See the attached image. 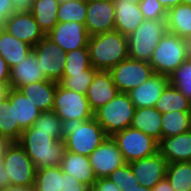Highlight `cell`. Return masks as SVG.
<instances>
[{
    "label": "cell",
    "mask_w": 191,
    "mask_h": 191,
    "mask_svg": "<svg viewBox=\"0 0 191 191\" xmlns=\"http://www.w3.org/2000/svg\"><path fill=\"white\" fill-rule=\"evenodd\" d=\"M3 29L16 39L35 46L46 35L26 7L12 13L5 21Z\"/></svg>",
    "instance_id": "11"
},
{
    "label": "cell",
    "mask_w": 191,
    "mask_h": 191,
    "mask_svg": "<svg viewBox=\"0 0 191 191\" xmlns=\"http://www.w3.org/2000/svg\"><path fill=\"white\" fill-rule=\"evenodd\" d=\"M10 184L6 181L5 163L0 159V188L9 187Z\"/></svg>",
    "instance_id": "46"
},
{
    "label": "cell",
    "mask_w": 191,
    "mask_h": 191,
    "mask_svg": "<svg viewBox=\"0 0 191 191\" xmlns=\"http://www.w3.org/2000/svg\"><path fill=\"white\" fill-rule=\"evenodd\" d=\"M21 6L16 0H0V19L4 22L12 13L17 12Z\"/></svg>",
    "instance_id": "41"
},
{
    "label": "cell",
    "mask_w": 191,
    "mask_h": 191,
    "mask_svg": "<svg viewBox=\"0 0 191 191\" xmlns=\"http://www.w3.org/2000/svg\"><path fill=\"white\" fill-rule=\"evenodd\" d=\"M88 49L91 66L97 71H109L129 57L128 37L116 30L91 36Z\"/></svg>",
    "instance_id": "2"
},
{
    "label": "cell",
    "mask_w": 191,
    "mask_h": 191,
    "mask_svg": "<svg viewBox=\"0 0 191 191\" xmlns=\"http://www.w3.org/2000/svg\"><path fill=\"white\" fill-rule=\"evenodd\" d=\"M85 27L90 37L115 30L114 1L87 2Z\"/></svg>",
    "instance_id": "15"
},
{
    "label": "cell",
    "mask_w": 191,
    "mask_h": 191,
    "mask_svg": "<svg viewBox=\"0 0 191 191\" xmlns=\"http://www.w3.org/2000/svg\"><path fill=\"white\" fill-rule=\"evenodd\" d=\"M167 32L183 39L191 36V5L178 4L167 11Z\"/></svg>",
    "instance_id": "28"
},
{
    "label": "cell",
    "mask_w": 191,
    "mask_h": 191,
    "mask_svg": "<svg viewBox=\"0 0 191 191\" xmlns=\"http://www.w3.org/2000/svg\"><path fill=\"white\" fill-rule=\"evenodd\" d=\"M59 4L57 0H32L26 6L45 35L58 24Z\"/></svg>",
    "instance_id": "25"
},
{
    "label": "cell",
    "mask_w": 191,
    "mask_h": 191,
    "mask_svg": "<svg viewBox=\"0 0 191 191\" xmlns=\"http://www.w3.org/2000/svg\"><path fill=\"white\" fill-rule=\"evenodd\" d=\"M91 189L92 191H122L108 177L98 178Z\"/></svg>",
    "instance_id": "43"
},
{
    "label": "cell",
    "mask_w": 191,
    "mask_h": 191,
    "mask_svg": "<svg viewBox=\"0 0 191 191\" xmlns=\"http://www.w3.org/2000/svg\"><path fill=\"white\" fill-rule=\"evenodd\" d=\"M57 83L53 80L37 81L21 86L18 90L42 112L52 111Z\"/></svg>",
    "instance_id": "23"
},
{
    "label": "cell",
    "mask_w": 191,
    "mask_h": 191,
    "mask_svg": "<svg viewBox=\"0 0 191 191\" xmlns=\"http://www.w3.org/2000/svg\"><path fill=\"white\" fill-rule=\"evenodd\" d=\"M129 165L138 183L152 189L166 177L168 162L157 152L153 156L131 161Z\"/></svg>",
    "instance_id": "16"
},
{
    "label": "cell",
    "mask_w": 191,
    "mask_h": 191,
    "mask_svg": "<svg viewBox=\"0 0 191 191\" xmlns=\"http://www.w3.org/2000/svg\"><path fill=\"white\" fill-rule=\"evenodd\" d=\"M88 158L97 179L109 176L114 170L126 164L111 136H108Z\"/></svg>",
    "instance_id": "13"
},
{
    "label": "cell",
    "mask_w": 191,
    "mask_h": 191,
    "mask_svg": "<svg viewBox=\"0 0 191 191\" xmlns=\"http://www.w3.org/2000/svg\"><path fill=\"white\" fill-rule=\"evenodd\" d=\"M186 45L187 56L191 57V36L184 39Z\"/></svg>",
    "instance_id": "51"
},
{
    "label": "cell",
    "mask_w": 191,
    "mask_h": 191,
    "mask_svg": "<svg viewBox=\"0 0 191 191\" xmlns=\"http://www.w3.org/2000/svg\"><path fill=\"white\" fill-rule=\"evenodd\" d=\"M109 72L118 91L123 93H128L140 86L154 74L148 61L134 60L129 57L112 67Z\"/></svg>",
    "instance_id": "9"
},
{
    "label": "cell",
    "mask_w": 191,
    "mask_h": 191,
    "mask_svg": "<svg viewBox=\"0 0 191 191\" xmlns=\"http://www.w3.org/2000/svg\"><path fill=\"white\" fill-rule=\"evenodd\" d=\"M10 68L7 62L0 56V83L9 84Z\"/></svg>",
    "instance_id": "44"
},
{
    "label": "cell",
    "mask_w": 191,
    "mask_h": 191,
    "mask_svg": "<svg viewBox=\"0 0 191 191\" xmlns=\"http://www.w3.org/2000/svg\"><path fill=\"white\" fill-rule=\"evenodd\" d=\"M62 127L65 150L82 156H89L108 137L94 117L63 121Z\"/></svg>",
    "instance_id": "3"
},
{
    "label": "cell",
    "mask_w": 191,
    "mask_h": 191,
    "mask_svg": "<svg viewBox=\"0 0 191 191\" xmlns=\"http://www.w3.org/2000/svg\"><path fill=\"white\" fill-rule=\"evenodd\" d=\"M87 188L72 175L63 172V191H85Z\"/></svg>",
    "instance_id": "42"
},
{
    "label": "cell",
    "mask_w": 191,
    "mask_h": 191,
    "mask_svg": "<svg viewBox=\"0 0 191 191\" xmlns=\"http://www.w3.org/2000/svg\"><path fill=\"white\" fill-rule=\"evenodd\" d=\"M4 22L0 19V31L3 29Z\"/></svg>",
    "instance_id": "57"
},
{
    "label": "cell",
    "mask_w": 191,
    "mask_h": 191,
    "mask_svg": "<svg viewBox=\"0 0 191 191\" xmlns=\"http://www.w3.org/2000/svg\"><path fill=\"white\" fill-rule=\"evenodd\" d=\"M121 151L126 163L147 158L158 152V141L144 132L128 127L111 136Z\"/></svg>",
    "instance_id": "8"
},
{
    "label": "cell",
    "mask_w": 191,
    "mask_h": 191,
    "mask_svg": "<svg viewBox=\"0 0 191 191\" xmlns=\"http://www.w3.org/2000/svg\"><path fill=\"white\" fill-rule=\"evenodd\" d=\"M62 124V119L52 110L41 112L31 127L39 131L56 132L63 139Z\"/></svg>",
    "instance_id": "38"
},
{
    "label": "cell",
    "mask_w": 191,
    "mask_h": 191,
    "mask_svg": "<svg viewBox=\"0 0 191 191\" xmlns=\"http://www.w3.org/2000/svg\"><path fill=\"white\" fill-rule=\"evenodd\" d=\"M126 1L137 4V5L142 2V0H126Z\"/></svg>",
    "instance_id": "54"
},
{
    "label": "cell",
    "mask_w": 191,
    "mask_h": 191,
    "mask_svg": "<svg viewBox=\"0 0 191 191\" xmlns=\"http://www.w3.org/2000/svg\"><path fill=\"white\" fill-rule=\"evenodd\" d=\"M53 111L62 121L71 119L87 121L94 117L85 94L68 90L59 83L55 92Z\"/></svg>",
    "instance_id": "10"
},
{
    "label": "cell",
    "mask_w": 191,
    "mask_h": 191,
    "mask_svg": "<svg viewBox=\"0 0 191 191\" xmlns=\"http://www.w3.org/2000/svg\"><path fill=\"white\" fill-rule=\"evenodd\" d=\"M152 191H175L168 180L164 178L162 181L158 182L153 188Z\"/></svg>",
    "instance_id": "45"
},
{
    "label": "cell",
    "mask_w": 191,
    "mask_h": 191,
    "mask_svg": "<svg viewBox=\"0 0 191 191\" xmlns=\"http://www.w3.org/2000/svg\"><path fill=\"white\" fill-rule=\"evenodd\" d=\"M128 191H152V189H149L147 187H144L142 185L136 186L134 188H132L131 190Z\"/></svg>",
    "instance_id": "52"
},
{
    "label": "cell",
    "mask_w": 191,
    "mask_h": 191,
    "mask_svg": "<svg viewBox=\"0 0 191 191\" xmlns=\"http://www.w3.org/2000/svg\"><path fill=\"white\" fill-rule=\"evenodd\" d=\"M107 177L122 191H128L140 185L129 163H126L122 167L117 168Z\"/></svg>",
    "instance_id": "39"
},
{
    "label": "cell",
    "mask_w": 191,
    "mask_h": 191,
    "mask_svg": "<svg viewBox=\"0 0 191 191\" xmlns=\"http://www.w3.org/2000/svg\"><path fill=\"white\" fill-rule=\"evenodd\" d=\"M45 80L49 79L45 76L41 67L38 66V59L33 51L18 65L10 69L9 86L12 89Z\"/></svg>",
    "instance_id": "20"
},
{
    "label": "cell",
    "mask_w": 191,
    "mask_h": 191,
    "mask_svg": "<svg viewBox=\"0 0 191 191\" xmlns=\"http://www.w3.org/2000/svg\"><path fill=\"white\" fill-rule=\"evenodd\" d=\"M138 6L145 19L166 20L167 11L158 0H142Z\"/></svg>",
    "instance_id": "40"
},
{
    "label": "cell",
    "mask_w": 191,
    "mask_h": 191,
    "mask_svg": "<svg viewBox=\"0 0 191 191\" xmlns=\"http://www.w3.org/2000/svg\"><path fill=\"white\" fill-rule=\"evenodd\" d=\"M166 11L181 4V0H158Z\"/></svg>",
    "instance_id": "48"
},
{
    "label": "cell",
    "mask_w": 191,
    "mask_h": 191,
    "mask_svg": "<svg viewBox=\"0 0 191 191\" xmlns=\"http://www.w3.org/2000/svg\"><path fill=\"white\" fill-rule=\"evenodd\" d=\"M2 159L5 163L6 181L10 186L34 187L36 168L18 142H11Z\"/></svg>",
    "instance_id": "7"
},
{
    "label": "cell",
    "mask_w": 191,
    "mask_h": 191,
    "mask_svg": "<svg viewBox=\"0 0 191 191\" xmlns=\"http://www.w3.org/2000/svg\"><path fill=\"white\" fill-rule=\"evenodd\" d=\"M154 107L162 114L170 111L191 112V101L169 83Z\"/></svg>",
    "instance_id": "29"
},
{
    "label": "cell",
    "mask_w": 191,
    "mask_h": 191,
    "mask_svg": "<svg viewBox=\"0 0 191 191\" xmlns=\"http://www.w3.org/2000/svg\"><path fill=\"white\" fill-rule=\"evenodd\" d=\"M33 52L45 76L49 80L59 82L63 77L66 53L46 36L33 46Z\"/></svg>",
    "instance_id": "12"
},
{
    "label": "cell",
    "mask_w": 191,
    "mask_h": 191,
    "mask_svg": "<svg viewBox=\"0 0 191 191\" xmlns=\"http://www.w3.org/2000/svg\"><path fill=\"white\" fill-rule=\"evenodd\" d=\"M169 83L191 101V57L169 75Z\"/></svg>",
    "instance_id": "37"
},
{
    "label": "cell",
    "mask_w": 191,
    "mask_h": 191,
    "mask_svg": "<svg viewBox=\"0 0 191 191\" xmlns=\"http://www.w3.org/2000/svg\"><path fill=\"white\" fill-rule=\"evenodd\" d=\"M97 72L96 69H86L77 74H63L58 83L68 90L86 95L89 85Z\"/></svg>",
    "instance_id": "35"
},
{
    "label": "cell",
    "mask_w": 191,
    "mask_h": 191,
    "mask_svg": "<svg viewBox=\"0 0 191 191\" xmlns=\"http://www.w3.org/2000/svg\"><path fill=\"white\" fill-rule=\"evenodd\" d=\"M162 113L155 107L136 108L131 127L159 141L162 138Z\"/></svg>",
    "instance_id": "27"
},
{
    "label": "cell",
    "mask_w": 191,
    "mask_h": 191,
    "mask_svg": "<svg viewBox=\"0 0 191 191\" xmlns=\"http://www.w3.org/2000/svg\"><path fill=\"white\" fill-rule=\"evenodd\" d=\"M34 191H63V170L60 166L37 169Z\"/></svg>",
    "instance_id": "32"
},
{
    "label": "cell",
    "mask_w": 191,
    "mask_h": 191,
    "mask_svg": "<svg viewBox=\"0 0 191 191\" xmlns=\"http://www.w3.org/2000/svg\"><path fill=\"white\" fill-rule=\"evenodd\" d=\"M182 4L191 5V0H181Z\"/></svg>",
    "instance_id": "55"
},
{
    "label": "cell",
    "mask_w": 191,
    "mask_h": 191,
    "mask_svg": "<svg viewBox=\"0 0 191 191\" xmlns=\"http://www.w3.org/2000/svg\"><path fill=\"white\" fill-rule=\"evenodd\" d=\"M46 37L65 53L79 48H88L90 38L85 24L76 22H60Z\"/></svg>",
    "instance_id": "14"
},
{
    "label": "cell",
    "mask_w": 191,
    "mask_h": 191,
    "mask_svg": "<svg viewBox=\"0 0 191 191\" xmlns=\"http://www.w3.org/2000/svg\"><path fill=\"white\" fill-rule=\"evenodd\" d=\"M118 92L111 73L109 71H98L86 92L90 109L95 112L112 100Z\"/></svg>",
    "instance_id": "18"
},
{
    "label": "cell",
    "mask_w": 191,
    "mask_h": 191,
    "mask_svg": "<svg viewBox=\"0 0 191 191\" xmlns=\"http://www.w3.org/2000/svg\"><path fill=\"white\" fill-rule=\"evenodd\" d=\"M85 191H92V189L91 188H87Z\"/></svg>",
    "instance_id": "59"
},
{
    "label": "cell",
    "mask_w": 191,
    "mask_h": 191,
    "mask_svg": "<svg viewBox=\"0 0 191 191\" xmlns=\"http://www.w3.org/2000/svg\"><path fill=\"white\" fill-rule=\"evenodd\" d=\"M158 152L168 163L191 161V130L161 138L158 141Z\"/></svg>",
    "instance_id": "19"
},
{
    "label": "cell",
    "mask_w": 191,
    "mask_h": 191,
    "mask_svg": "<svg viewBox=\"0 0 191 191\" xmlns=\"http://www.w3.org/2000/svg\"><path fill=\"white\" fill-rule=\"evenodd\" d=\"M59 3H63V2H67V1H70V0H57Z\"/></svg>",
    "instance_id": "58"
},
{
    "label": "cell",
    "mask_w": 191,
    "mask_h": 191,
    "mask_svg": "<svg viewBox=\"0 0 191 191\" xmlns=\"http://www.w3.org/2000/svg\"><path fill=\"white\" fill-rule=\"evenodd\" d=\"M0 191H34V187L9 186L0 188Z\"/></svg>",
    "instance_id": "49"
},
{
    "label": "cell",
    "mask_w": 191,
    "mask_h": 191,
    "mask_svg": "<svg viewBox=\"0 0 191 191\" xmlns=\"http://www.w3.org/2000/svg\"><path fill=\"white\" fill-rule=\"evenodd\" d=\"M60 168L64 173L72 175L79 182L92 188L97 181V177L89 162L88 156H82L77 153L64 150L63 157L60 163Z\"/></svg>",
    "instance_id": "21"
},
{
    "label": "cell",
    "mask_w": 191,
    "mask_h": 191,
    "mask_svg": "<svg viewBox=\"0 0 191 191\" xmlns=\"http://www.w3.org/2000/svg\"><path fill=\"white\" fill-rule=\"evenodd\" d=\"M8 98L14 106V124H18L22 130L31 127L42 111L18 89L10 88Z\"/></svg>",
    "instance_id": "24"
},
{
    "label": "cell",
    "mask_w": 191,
    "mask_h": 191,
    "mask_svg": "<svg viewBox=\"0 0 191 191\" xmlns=\"http://www.w3.org/2000/svg\"><path fill=\"white\" fill-rule=\"evenodd\" d=\"M22 131L18 124H14V106L9 98L0 101V135L11 142H18Z\"/></svg>",
    "instance_id": "33"
},
{
    "label": "cell",
    "mask_w": 191,
    "mask_h": 191,
    "mask_svg": "<svg viewBox=\"0 0 191 191\" xmlns=\"http://www.w3.org/2000/svg\"><path fill=\"white\" fill-rule=\"evenodd\" d=\"M32 51L33 47L29 44L16 39L4 29L0 31V56L7 62L10 69L18 65Z\"/></svg>",
    "instance_id": "26"
},
{
    "label": "cell",
    "mask_w": 191,
    "mask_h": 191,
    "mask_svg": "<svg viewBox=\"0 0 191 191\" xmlns=\"http://www.w3.org/2000/svg\"><path fill=\"white\" fill-rule=\"evenodd\" d=\"M169 84V76L154 73L140 86L127 94L136 108L154 107Z\"/></svg>",
    "instance_id": "17"
},
{
    "label": "cell",
    "mask_w": 191,
    "mask_h": 191,
    "mask_svg": "<svg viewBox=\"0 0 191 191\" xmlns=\"http://www.w3.org/2000/svg\"><path fill=\"white\" fill-rule=\"evenodd\" d=\"M115 7V30L129 36L145 20L137 4L126 0H113Z\"/></svg>",
    "instance_id": "22"
},
{
    "label": "cell",
    "mask_w": 191,
    "mask_h": 191,
    "mask_svg": "<svg viewBox=\"0 0 191 191\" xmlns=\"http://www.w3.org/2000/svg\"><path fill=\"white\" fill-rule=\"evenodd\" d=\"M18 143L37 169L60 166L65 141L56 132H44L29 127L22 131Z\"/></svg>",
    "instance_id": "1"
},
{
    "label": "cell",
    "mask_w": 191,
    "mask_h": 191,
    "mask_svg": "<svg viewBox=\"0 0 191 191\" xmlns=\"http://www.w3.org/2000/svg\"><path fill=\"white\" fill-rule=\"evenodd\" d=\"M85 2H95V1H107V0H84Z\"/></svg>",
    "instance_id": "56"
},
{
    "label": "cell",
    "mask_w": 191,
    "mask_h": 191,
    "mask_svg": "<svg viewBox=\"0 0 191 191\" xmlns=\"http://www.w3.org/2000/svg\"><path fill=\"white\" fill-rule=\"evenodd\" d=\"M185 40L166 32L156 45L149 61L154 73L169 76L187 60Z\"/></svg>",
    "instance_id": "5"
},
{
    "label": "cell",
    "mask_w": 191,
    "mask_h": 191,
    "mask_svg": "<svg viewBox=\"0 0 191 191\" xmlns=\"http://www.w3.org/2000/svg\"><path fill=\"white\" fill-rule=\"evenodd\" d=\"M166 32V20L145 19L128 36L129 58L149 62L156 45Z\"/></svg>",
    "instance_id": "6"
},
{
    "label": "cell",
    "mask_w": 191,
    "mask_h": 191,
    "mask_svg": "<svg viewBox=\"0 0 191 191\" xmlns=\"http://www.w3.org/2000/svg\"><path fill=\"white\" fill-rule=\"evenodd\" d=\"M86 69H94L90 63L88 48H79L66 53V62L63 74H77Z\"/></svg>",
    "instance_id": "36"
},
{
    "label": "cell",
    "mask_w": 191,
    "mask_h": 191,
    "mask_svg": "<svg viewBox=\"0 0 191 191\" xmlns=\"http://www.w3.org/2000/svg\"><path fill=\"white\" fill-rule=\"evenodd\" d=\"M136 107L127 93L118 94L94 112V118L108 136L131 126Z\"/></svg>",
    "instance_id": "4"
},
{
    "label": "cell",
    "mask_w": 191,
    "mask_h": 191,
    "mask_svg": "<svg viewBox=\"0 0 191 191\" xmlns=\"http://www.w3.org/2000/svg\"><path fill=\"white\" fill-rule=\"evenodd\" d=\"M161 128L162 138L191 130V112L170 111L162 114Z\"/></svg>",
    "instance_id": "30"
},
{
    "label": "cell",
    "mask_w": 191,
    "mask_h": 191,
    "mask_svg": "<svg viewBox=\"0 0 191 191\" xmlns=\"http://www.w3.org/2000/svg\"><path fill=\"white\" fill-rule=\"evenodd\" d=\"M11 144V141L0 135V159H2L4 153L6 152L7 147Z\"/></svg>",
    "instance_id": "47"
},
{
    "label": "cell",
    "mask_w": 191,
    "mask_h": 191,
    "mask_svg": "<svg viewBox=\"0 0 191 191\" xmlns=\"http://www.w3.org/2000/svg\"><path fill=\"white\" fill-rule=\"evenodd\" d=\"M87 2L84 0H70L59 4L57 17L60 22H76L85 24Z\"/></svg>",
    "instance_id": "34"
},
{
    "label": "cell",
    "mask_w": 191,
    "mask_h": 191,
    "mask_svg": "<svg viewBox=\"0 0 191 191\" xmlns=\"http://www.w3.org/2000/svg\"><path fill=\"white\" fill-rule=\"evenodd\" d=\"M9 90H10L9 84L0 83V101L8 97Z\"/></svg>",
    "instance_id": "50"
},
{
    "label": "cell",
    "mask_w": 191,
    "mask_h": 191,
    "mask_svg": "<svg viewBox=\"0 0 191 191\" xmlns=\"http://www.w3.org/2000/svg\"><path fill=\"white\" fill-rule=\"evenodd\" d=\"M165 178L175 191H191V162L168 163Z\"/></svg>",
    "instance_id": "31"
},
{
    "label": "cell",
    "mask_w": 191,
    "mask_h": 191,
    "mask_svg": "<svg viewBox=\"0 0 191 191\" xmlns=\"http://www.w3.org/2000/svg\"><path fill=\"white\" fill-rule=\"evenodd\" d=\"M32 0H16L21 7H26Z\"/></svg>",
    "instance_id": "53"
}]
</instances>
